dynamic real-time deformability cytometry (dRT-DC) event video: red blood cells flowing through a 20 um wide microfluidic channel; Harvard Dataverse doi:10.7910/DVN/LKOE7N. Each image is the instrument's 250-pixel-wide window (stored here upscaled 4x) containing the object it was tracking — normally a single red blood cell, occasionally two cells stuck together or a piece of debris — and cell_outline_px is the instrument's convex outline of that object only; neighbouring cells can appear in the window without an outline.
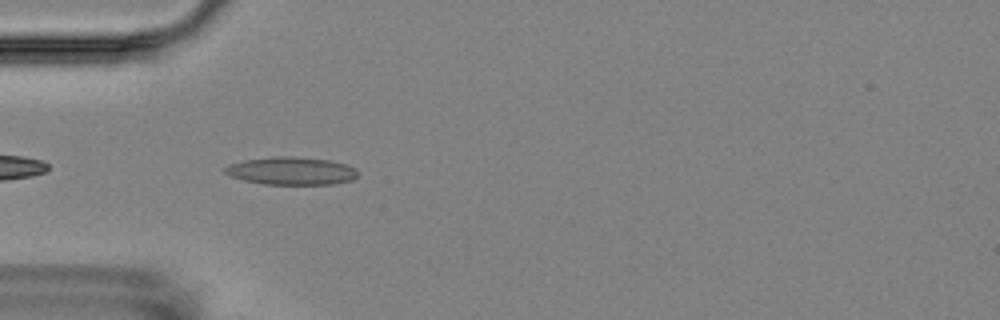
{"species": "Egyptian fruit bat (a non-hibernating species)", "species_latin": "Rousettus aegyptiacus", "temperature_condition": "room temperature", "stored_images_in_passage": 5, "camera_frame_rate_fps": 3000, "um_per_image_px": 0.085, "animal": {"sex": "female"}, "frame": {"image": 1, "passage_image": 5, "time_ms": 4.667, "image_size_px": [1000, 320], "cell_outline_px": [[356, 176], [352, 180], [332, 184], [264, 184], [244, 180], [232, 176], [224, 172], [224, 168], [228, 164], [244, 160], [272, 156], [292, 156], [328, 160], [344, 164], [356, 168]], "centroid_in_image_um": [24.73, 14.52], "position_along_channel_um": 60.3, "area_um2": 21.39}}